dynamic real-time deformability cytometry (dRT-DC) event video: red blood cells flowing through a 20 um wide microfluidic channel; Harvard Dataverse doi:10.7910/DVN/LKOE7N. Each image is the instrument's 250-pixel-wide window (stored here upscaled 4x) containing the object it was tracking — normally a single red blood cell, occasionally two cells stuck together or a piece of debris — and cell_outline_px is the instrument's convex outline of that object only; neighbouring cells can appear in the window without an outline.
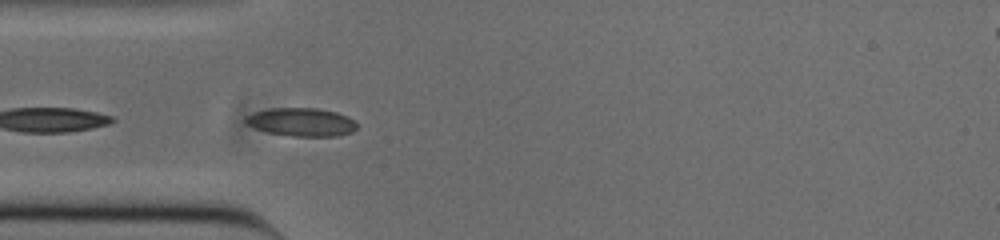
{"species": "common noctule bat (a hibernating species)", "species_latin": "Nyctalus noctula", "temperature_condition": "cold", "stored_images_in_passage": 17, "camera_frame_rate_fps": 3000, "um_per_image_px": 0.085, "animal": {"sex": "male", "body_mass_g": 20.0, "forearm_length_mm": 53.3}, "frame": {"image": 1, "passage_image": 14, "time_ms": 4.333, "image_size_px": [1000, 240], "cell_outline_px": [[356, 128], [352, 132], [336, 136], [292, 136], [268, 132], [256, 128], [248, 124], [244, 120], [252, 112], [272, 108], [316, 108], [336, 112], [348, 116], [356, 124]], "centroid_in_image_um": [25.63, 10.37], "position_along_channel_um": 59.4, "area_um2": 18.15}}